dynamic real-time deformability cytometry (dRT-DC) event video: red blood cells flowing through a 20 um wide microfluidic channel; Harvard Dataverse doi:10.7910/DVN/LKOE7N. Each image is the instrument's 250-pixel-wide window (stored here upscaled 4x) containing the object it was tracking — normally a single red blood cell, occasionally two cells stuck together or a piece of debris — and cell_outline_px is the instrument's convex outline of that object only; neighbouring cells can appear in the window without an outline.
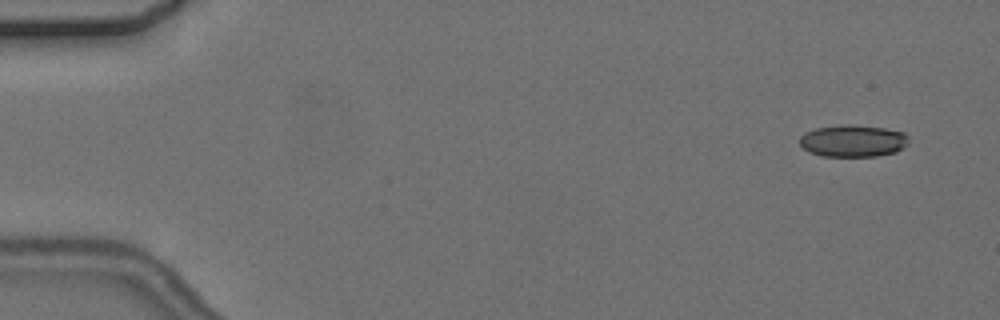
{"species": "common noctule bat (a hibernating species)", "species_latin": "Nyctalus noctula", "temperature_condition": "cold", "stored_images_in_passage": 6, "camera_frame_rate_fps": 3000, "um_per_image_px": 0.085, "animal": {"sex": "female", "body_mass_g": 24.6, "forearm_length_mm": 56.2}, "frame": {"image": 1, "passage_image": 1, "time_ms": 0.0, "image_size_px": [1000, 320], "cell_outline_px": [[908, 144], [896, 152], [876, 156], [820, 156], [808, 152], [800, 144], [800, 136], [804, 132], [816, 128], [840, 124], [852, 124], [884, 128], [904, 132], [908, 136]], "centroid_in_image_um": [72.49, 11.97], "position_along_channel_um": 12.5, "area_um2": 20.58}}